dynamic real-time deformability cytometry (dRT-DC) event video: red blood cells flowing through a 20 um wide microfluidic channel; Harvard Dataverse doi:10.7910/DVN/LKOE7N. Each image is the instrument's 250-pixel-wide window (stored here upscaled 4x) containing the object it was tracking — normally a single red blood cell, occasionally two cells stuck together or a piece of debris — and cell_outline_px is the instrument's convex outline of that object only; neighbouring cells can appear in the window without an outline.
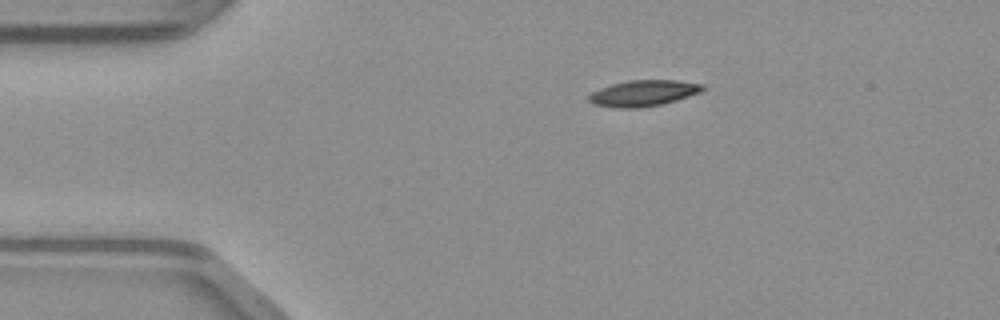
{"species": "common noctule bat (a hibernating species)", "species_latin": "Nyctalus noctula", "temperature_condition": "warm", "stored_images_in_passage": 40, "camera_frame_rate_fps": 3000, "um_per_image_px": 0.085, "animal": {"sex": "male", "body_mass_g": 23.1, "forearm_length_mm": 52.7}, "frame": {"image": 1, "passage_image": 1, "time_ms": 0.0, "image_size_px": [1000, 320], "cell_outline_px": [[704, 92], [676, 100], [660, 104], [640, 108], [616, 108], [592, 104], [588, 100], [588, 96], [592, 92], [600, 88], [612, 84], [628, 80], [676, 80], [704, 84]], "centroid_in_image_um": [54.7, 7.92], "position_along_channel_um": 30.3, "area_um2": 17.4}}
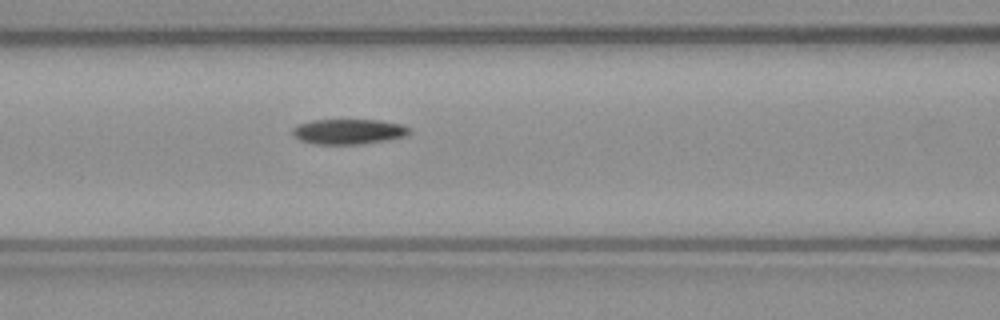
{"frame": {"image": 2, "passage_image": 12, "time_ms": 3.667, "image_size_px": [1000, 320], "cell_outline_px": [[412, 132], [408, 136], [388, 140], [364, 144], [312, 144], [300, 140], [292, 136], [292, 128], [296, 124], [312, 120], [380, 120], [404, 124], [412, 128]], "centroid_in_image_um": [29.67, 11.18], "position_along_channel_um": 136.9, "area_um2": 17.69}}
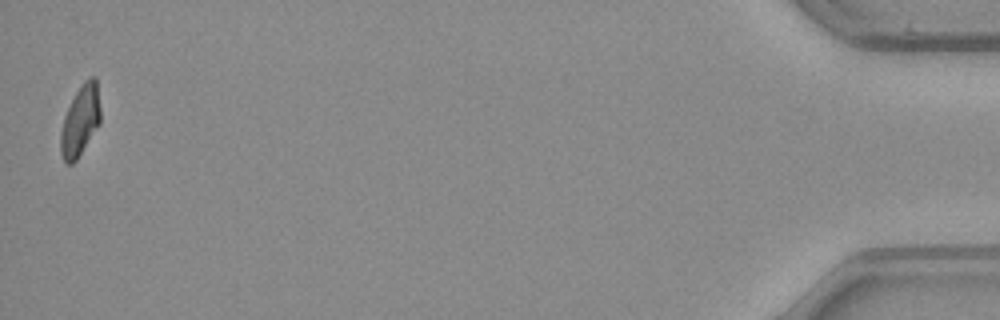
{"frame": {"image": 3, "passage_image": 40, "time_ms": 13.0, "image_size_px": [1000, 320], "cell_outline_px": [[100, 124], [76, 160], [72, 164], [64, 164], [60, 152], [60, 132], [64, 116], [76, 92], [84, 80], [88, 76], [96, 76], [100, 108]], "centroid_in_image_um": [6.82, 10.26], "position_along_channel_um": 428.4, "area_um2": 16.47}}